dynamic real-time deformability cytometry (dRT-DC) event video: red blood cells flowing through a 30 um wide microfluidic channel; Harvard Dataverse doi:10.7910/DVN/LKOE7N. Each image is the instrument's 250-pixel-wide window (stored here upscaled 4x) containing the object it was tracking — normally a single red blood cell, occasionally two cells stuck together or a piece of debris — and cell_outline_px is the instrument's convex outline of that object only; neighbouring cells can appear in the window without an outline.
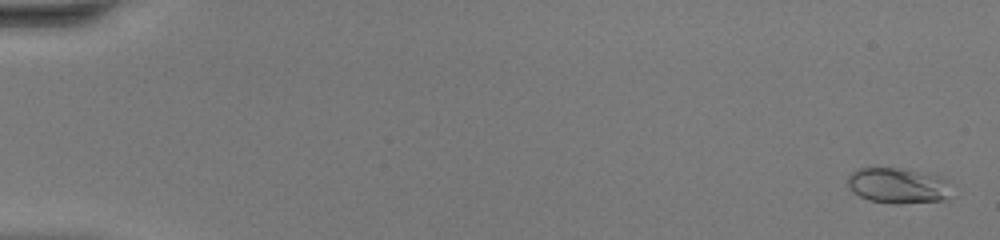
{"species": "common noctule bat (a hibernating species)", "species_latin": "Nyctalus noctula", "temperature_condition": "warm", "stored_images_in_passage": 48, "camera_frame_rate_fps": 3000, "um_per_image_px": 0.085, "animal": {"sex": "female", "body_mass_g": 20.0, "forearm_length_mm": 54.0}, "frame": {"image": 1, "passage_image": 2, "time_ms": 0.333, "image_size_px": [1000, 240], "cell_outline_px": [[948, 196], [944, 200], [900, 204], [892, 204], [868, 200], [852, 192], [848, 188], [848, 176], [852, 172], [860, 168], [900, 168], [940, 176], [948, 180]], "centroid_in_image_um": [76.29, 15.79], "position_along_channel_um": 8.7, "area_um2": 21.5}}
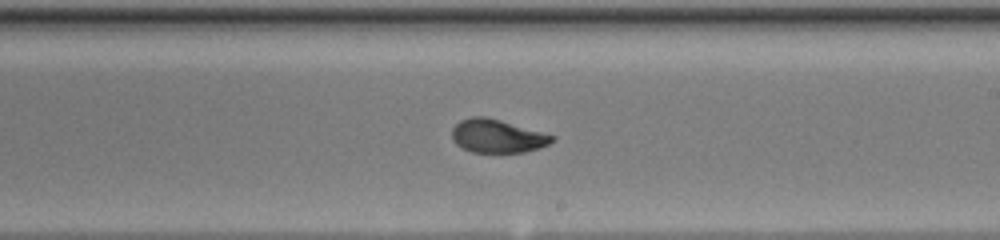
{"frame": {"image": 2, "passage_image": 30, "time_ms": 9.667, "image_size_px": [1000, 240], "cell_outline_px": [[556, 140], [540, 148], [524, 152], [472, 152], [456, 144], [452, 140], [452, 128], [460, 120], [472, 116], [484, 116], [500, 120], [556, 136]], "centroid_in_image_um": [42.27, 11.56], "position_along_channel_um": 246.7, "area_um2": 19.42}}
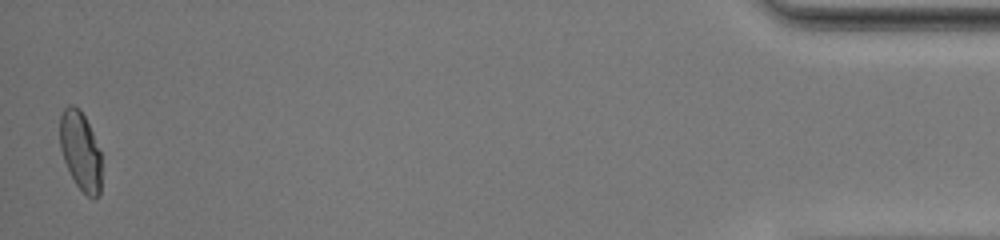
{"frame": {"image": 3, "passage_image": 48, "time_ms": 15.667, "image_size_px": [1000, 240], "cell_outline_px": [[100, 196], [92, 200], [76, 184], [64, 160], [60, 148], [60, 116], [64, 108], [68, 104], [72, 104], [80, 108], [92, 132], [100, 152]], "centroid_in_image_um": [6.83, 12.81], "position_along_channel_um": 428.4, "area_um2": 18.96}, "authors_computed_cell_mechanics": {"area_um2": 19.7387, "velocity_mm_per_s": 4.4182, "shape_relaxation_time_tau1_ms": 5.863, "shape_relaxation_time_tau2_ms": 0.4303, "deformation_change_tau1": 0.2416, "deformation_change_tau2": 0.0352}}